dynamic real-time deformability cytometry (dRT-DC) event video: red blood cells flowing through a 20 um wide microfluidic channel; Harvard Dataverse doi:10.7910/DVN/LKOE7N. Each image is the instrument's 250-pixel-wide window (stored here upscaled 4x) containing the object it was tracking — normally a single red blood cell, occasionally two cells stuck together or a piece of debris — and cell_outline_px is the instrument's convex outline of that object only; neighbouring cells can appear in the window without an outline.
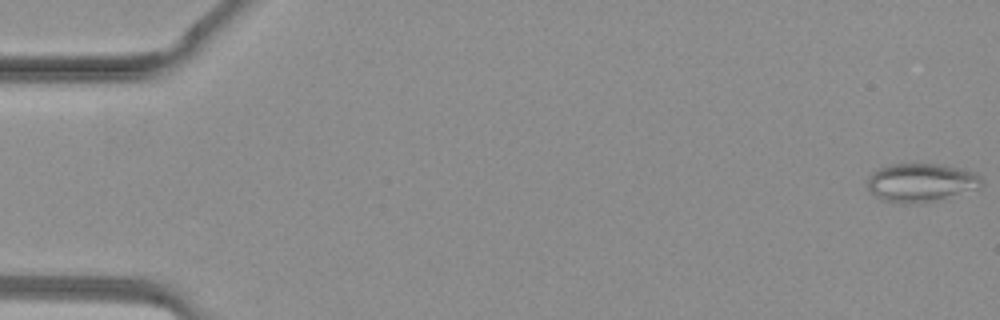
{"species": "common noctule bat (a hibernating species)", "species_latin": "Nyctalus noctula", "temperature_condition": "warm", "stored_images_in_passage": 39, "camera_frame_rate_fps": 3000, "um_per_image_px": 0.085, "animal": {"sex": "female", "body_mass_g": 19.3, "forearm_length_mm": 54.1}, "frame": {"image": 1, "passage_image": 1, "time_ms": 0.0, "image_size_px": [1000, 320], "cell_outline_px": [[984, 184], [944, 200], [924, 204], [900, 204], [880, 200], [868, 188], [868, 176], [872, 172], [888, 164], [936, 164], [960, 168], [976, 172], [984, 180]], "centroid_in_image_um": [78.28, 15.55], "position_along_channel_um": 6.7, "area_um2": 26.13}}
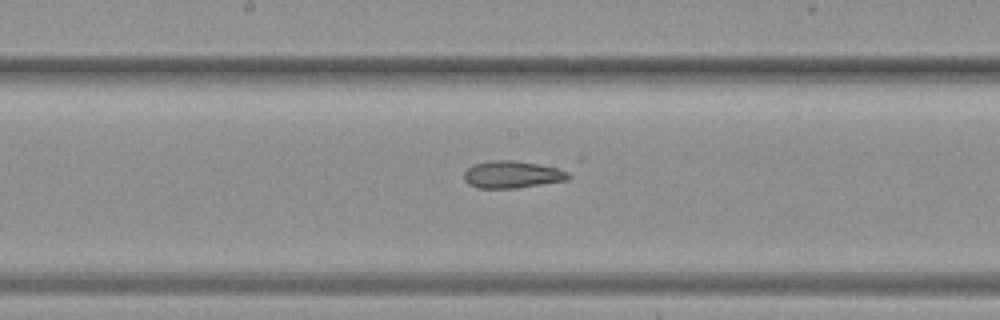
{"frame": {"image": 2, "passage_image": 21, "time_ms": 6.667, "image_size_px": [1000, 320], "cell_outline_px": [[572, 176], [568, 180], [516, 188], [480, 188], [468, 184], [464, 180], [464, 172], [472, 164], [488, 160], [512, 160], [572, 168]], "centroid_in_image_um": [43.67, 14.81], "position_along_channel_um": 204.5, "area_um2": 17.28}}
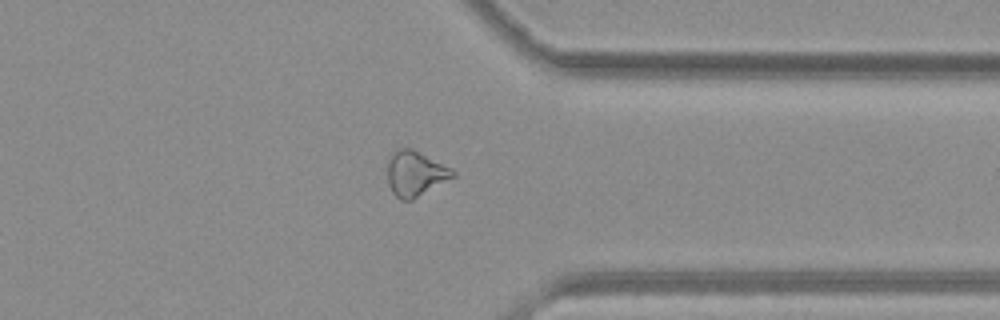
{"frame": {"image": 3, "passage_image": 31, "time_ms": 10.0, "image_size_px": [1000, 320], "cell_outline_px": [[456, 176], [412, 200], [400, 200], [392, 192], [388, 184], [388, 160], [392, 152], [400, 148], [412, 148], [452, 168], [456, 172]], "centroid_in_image_um": [35.31, 14.75], "position_along_channel_um": 376.1, "area_um2": 17.28}}